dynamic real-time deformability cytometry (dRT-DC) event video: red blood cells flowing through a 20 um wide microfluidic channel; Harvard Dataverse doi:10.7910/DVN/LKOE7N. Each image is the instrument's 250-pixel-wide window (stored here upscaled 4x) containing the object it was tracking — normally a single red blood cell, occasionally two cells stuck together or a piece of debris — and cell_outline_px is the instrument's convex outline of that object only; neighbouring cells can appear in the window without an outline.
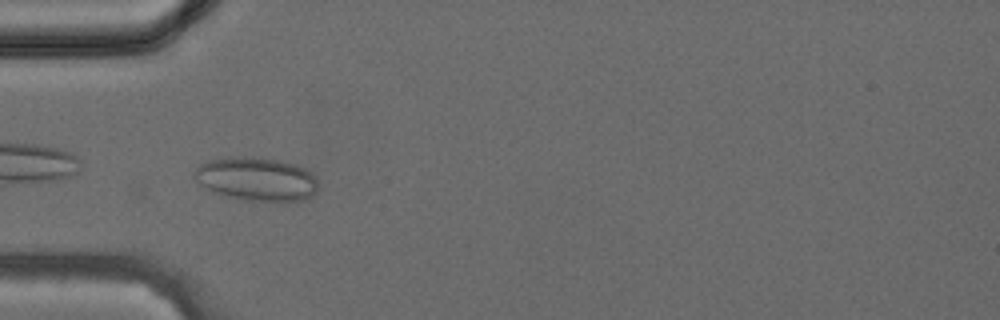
{"species": "common noctule bat (a hibernating species)", "species_latin": "Nyctalus noctula", "temperature_condition": "cold", "stored_images_in_passage": 5, "camera_frame_rate_fps": 3000, "um_per_image_px": 0.085, "animal": {"sex": "female", "body_mass_g": 24.6, "forearm_length_mm": 56.2}, "frame": {"image": 1, "passage_image": 2, "time_ms": 0.333, "image_size_px": [1000, 320], "cell_outline_px": [[316, 192], [312, 196], [304, 200], [244, 200], [212, 192], [200, 184], [192, 176], [192, 172], [200, 164], [208, 160], [228, 156], [252, 156], [280, 160], [296, 164], [304, 168], [316, 180]], "centroid_in_image_um": [21.73, 15.19], "position_along_channel_um": 63.3, "area_um2": 31.44}}